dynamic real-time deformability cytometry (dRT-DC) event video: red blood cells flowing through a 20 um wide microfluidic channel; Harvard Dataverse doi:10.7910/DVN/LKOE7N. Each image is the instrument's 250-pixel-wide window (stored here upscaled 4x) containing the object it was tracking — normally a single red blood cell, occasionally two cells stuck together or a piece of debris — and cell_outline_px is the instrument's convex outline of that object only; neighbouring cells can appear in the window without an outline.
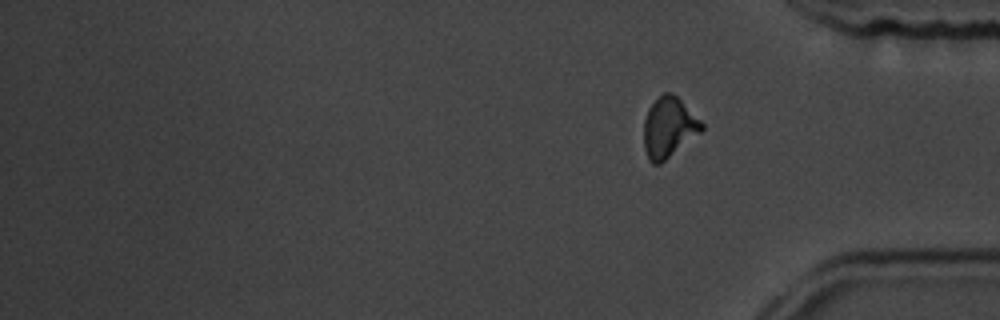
{"species": "common noctule bat (a hibernating species)", "species_latin": "Nyctalus noctula", "temperature_condition": "room temperature", "stored_images_in_passage": 18, "segment_of_instrument_passage": [2, 2], "camera_frame_rate_fps": 3000, "um_per_image_px": 0.085, "animal": {"sex": "male", "body_mass_g": 19.5, "forearm_length_mm": 54.6}, "frame": {"image": 1, "passage_image": 18, "time_ms": 19.333, "image_size_px": [1000, 320], "cell_outline_px": [[704, 128], [700, 132], [660, 164], [652, 164], [648, 160], [644, 148], [644, 120], [648, 108], [664, 92], [668, 92], [676, 96], [704, 124]], "centroid_in_image_um": [56.82, 10.85], "position_along_channel_um": 378.4, "area_um2": 19.94}}